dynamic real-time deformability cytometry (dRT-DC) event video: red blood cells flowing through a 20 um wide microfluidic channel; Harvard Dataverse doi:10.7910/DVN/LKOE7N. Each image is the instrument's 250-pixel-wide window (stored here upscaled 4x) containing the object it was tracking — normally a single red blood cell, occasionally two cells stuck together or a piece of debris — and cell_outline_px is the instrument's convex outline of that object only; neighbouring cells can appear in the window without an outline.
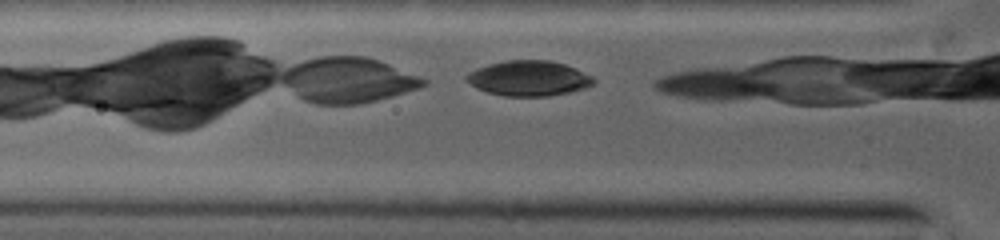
{"species": "common noctule bat (a hibernating species)", "species_latin": "Nyctalus noctula", "temperature_condition": "warm", "stored_images_in_passage": 22, "camera_frame_rate_fps": 5000, "um_per_image_px": 0.085, "animal": {"sex": "female", "body_mass_g": 19.0, "forearm_length_mm": 53.3}, "frame": {"image": 1, "passage_image": 3, "time_ms": 0.6, "image_size_px": [1000, 240], "cell_outline_px": [[596, 80], [592, 84], [584, 88], [568, 92], [544, 96], [504, 96], [488, 92], [476, 88], [464, 76], [468, 72], [488, 64], [508, 60], [548, 60], [564, 64], [592, 76]], "centroid_in_image_um": [44.92, 6.65], "position_along_channel_um": 80.9, "area_um2": 25.72}}
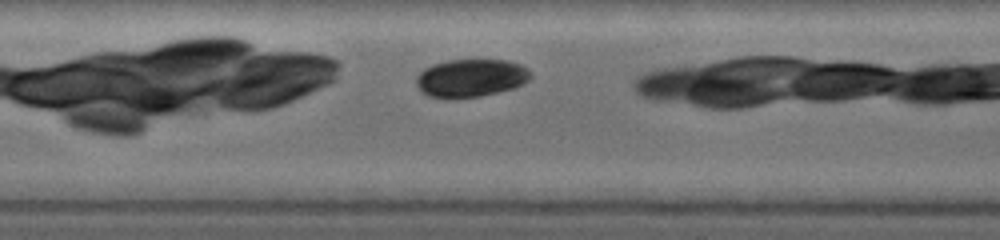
{"frame": {"image": 2, "passage_image": 10, "time_ms": 2.6, "image_size_px": [1000, 240], "cell_outline_px": [[532, 76], [528, 80], [512, 88], [480, 96], [432, 96], [424, 92], [416, 84], [416, 80], [420, 72], [424, 68], [432, 64], [448, 60], [508, 60], [520, 64], [528, 68]], "centroid_in_image_um": [40.06, 6.58], "position_along_channel_um": 167.3, "area_um2": 24.57}}
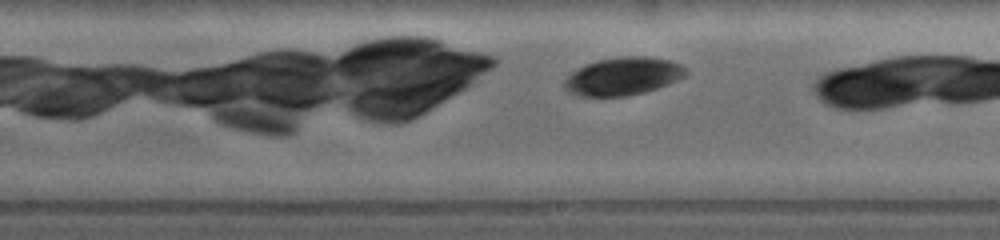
{"frame": {"image": 3, "passage_image": 16, "time_ms": 4.2, "image_size_px": [1000, 240], "cell_outline_px": [[688, 72], [684, 76], [656, 88], [624, 96], [584, 96], [572, 92], [564, 88], [564, 80], [572, 72], [584, 64], [596, 60], [620, 56], [648, 56], [668, 60], [680, 64]], "centroid_in_image_um": [52.92, 6.45], "position_along_channel_um": 236.1, "area_um2": 26.36}}